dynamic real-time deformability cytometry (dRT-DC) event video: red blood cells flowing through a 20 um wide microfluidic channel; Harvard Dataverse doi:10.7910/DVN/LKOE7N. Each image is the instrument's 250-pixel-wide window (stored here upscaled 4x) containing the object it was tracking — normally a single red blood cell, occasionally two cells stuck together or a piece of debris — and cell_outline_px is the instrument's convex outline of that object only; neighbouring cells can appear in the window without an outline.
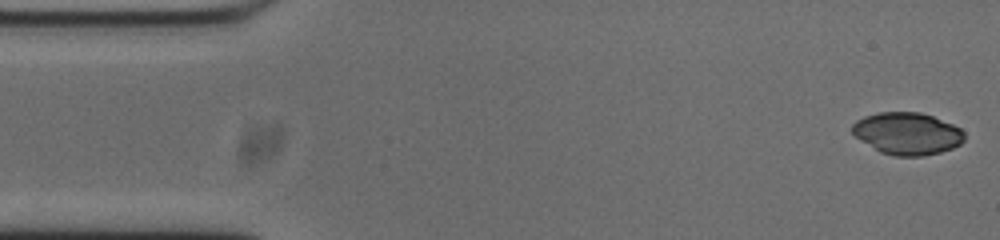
{"species": "common noctule bat (a hibernating species)", "species_latin": "Nyctalus noctula", "temperature_condition": "cold", "stored_images_in_passage": 52, "camera_frame_rate_fps": 3000, "um_per_image_px": 0.085, "animal": {"sex": "male", "body_mass_g": 20.0, "forearm_length_mm": 53.3}, "frame": {"image": 1, "passage_image": 1, "time_ms": 0.0, "image_size_px": [1000, 240], "cell_outline_px": [[964, 140], [960, 144], [952, 148], [940, 152], [924, 156], [896, 156], [880, 152], [856, 136], [852, 132], [852, 124], [856, 120], [864, 116], [880, 112], [920, 112], [932, 116], [952, 124], [960, 128], [964, 132]], "centroid_in_image_um": [77.12, 11.34], "position_along_channel_um": 7.9, "area_um2": 27.4}}
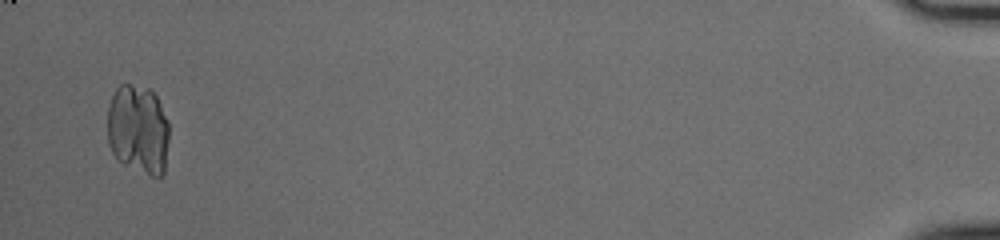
{"frame": {"image": 2, "passage_image": 51, "time_ms": 16.667, "image_size_px": [1000, 240], "cell_outline_px": [[168, 140], [164, 172], [160, 180], [124, 164], [112, 152], [108, 144], [108, 108], [112, 96], [116, 88], [120, 84], [128, 84], [148, 88], [156, 96], [168, 120]], "centroid_in_image_um": [11.75, 11.01], "position_along_channel_um": 423.4, "area_um2": 32.25}}